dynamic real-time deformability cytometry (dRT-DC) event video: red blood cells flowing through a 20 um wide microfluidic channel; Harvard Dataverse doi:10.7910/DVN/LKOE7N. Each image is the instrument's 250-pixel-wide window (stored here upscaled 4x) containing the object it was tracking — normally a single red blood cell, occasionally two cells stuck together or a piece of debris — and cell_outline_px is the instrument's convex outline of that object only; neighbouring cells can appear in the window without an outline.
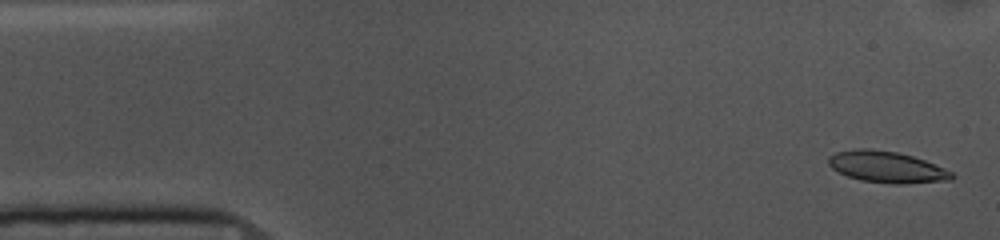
{"species": "common noctule bat (a hibernating species)", "species_latin": "Nyctalus noctula", "temperature_condition": "cold", "stored_images_in_passage": 53, "camera_frame_rate_fps": 3000, "um_per_image_px": 0.085, "animal": {"sex": "female", "body_mass_g": 10.0, "forearm_length_mm": 53.1}, "frame": {"image": 1, "passage_image": 2, "time_ms": 0.333, "image_size_px": [1000, 240], "cell_outline_px": [[956, 176], [952, 180], [904, 184], [892, 184], [860, 180], [848, 176], [832, 168], [828, 164], [828, 156], [836, 152], [856, 148], [868, 148], [896, 152], [912, 156], [924, 160], [944, 168], [952, 172]], "centroid_in_image_um": [75.38, 14.2], "position_along_channel_um": 9.6, "area_um2": 22.6}}
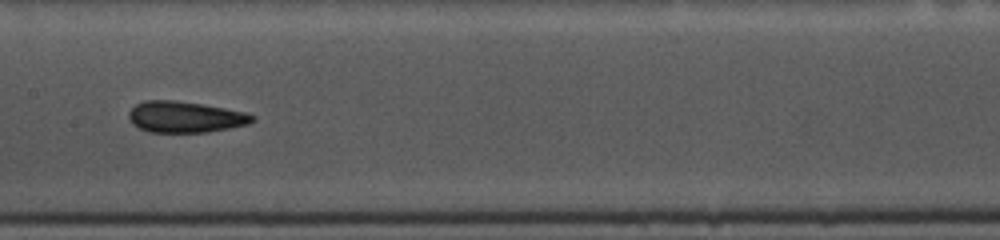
{"frame": {"image": 2, "passage_image": 25, "time_ms": 8.0, "image_size_px": [1000, 240], "cell_outline_px": [[256, 120], [248, 124], [208, 132], [148, 132], [136, 128], [132, 124], [128, 116], [128, 112], [136, 104], [144, 100], [176, 100], [204, 104], [244, 112], [256, 116]], "centroid_in_image_um": [15.71, 9.94], "position_along_channel_um": 191.7, "area_um2": 22.66}}
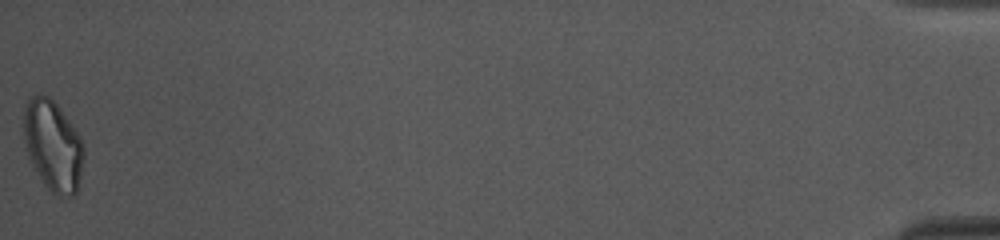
{"frame": {"image": 3, "passage_image": 53, "time_ms": 17.333, "image_size_px": [1000, 240], "cell_outline_px": [[84, 160], [76, 192], [72, 196], [56, 196], [44, 184], [32, 164], [28, 156], [24, 140], [24, 108], [28, 96], [48, 96], [60, 108], [80, 136], [84, 144]], "centroid_in_image_um": [4.5, 12.38], "position_along_channel_um": 430.7, "area_um2": 31.56}, "authors_computed_cell_mechanics": {"area_um2": 22.5998, "velocity_mm_per_s": 3.6992, "shape_relaxation_time_tau1_ms": 4.4723, "shape_relaxation_time_tau2_ms": 2.3917, "deformation_change_tau1": 0.1115, "deformation_change_tau2": 0.1011}}